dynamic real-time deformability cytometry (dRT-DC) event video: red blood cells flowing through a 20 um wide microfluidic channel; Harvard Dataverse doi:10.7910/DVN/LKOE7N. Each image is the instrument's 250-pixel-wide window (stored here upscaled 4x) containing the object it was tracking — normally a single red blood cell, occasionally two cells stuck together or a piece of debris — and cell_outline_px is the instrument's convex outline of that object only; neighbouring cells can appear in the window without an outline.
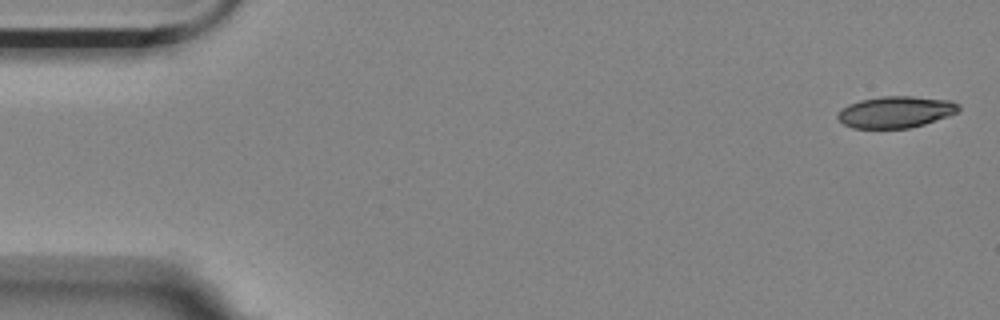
{"species": "Egyptian fruit bat (a non-hibernating species)", "species_latin": "Rousettus aegyptiacus", "temperature_condition": "room temperature", "stored_images_in_passage": 4, "camera_frame_rate_fps": 3000, "um_per_image_px": 0.085, "animal": {"sex": "female"}, "frame": {"image": 1, "passage_image": 1, "time_ms": 0.0, "image_size_px": [1000, 320], "cell_outline_px": [[960, 112], [924, 124], [908, 128], [852, 128], [844, 124], [836, 116], [848, 104], [860, 100], [880, 96], [912, 96], [952, 100], [960, 104]], "centroid_in_image_um": [76.19, 9.51], "position_along_channel_um": 8.8, "area_um2": 22.31}}